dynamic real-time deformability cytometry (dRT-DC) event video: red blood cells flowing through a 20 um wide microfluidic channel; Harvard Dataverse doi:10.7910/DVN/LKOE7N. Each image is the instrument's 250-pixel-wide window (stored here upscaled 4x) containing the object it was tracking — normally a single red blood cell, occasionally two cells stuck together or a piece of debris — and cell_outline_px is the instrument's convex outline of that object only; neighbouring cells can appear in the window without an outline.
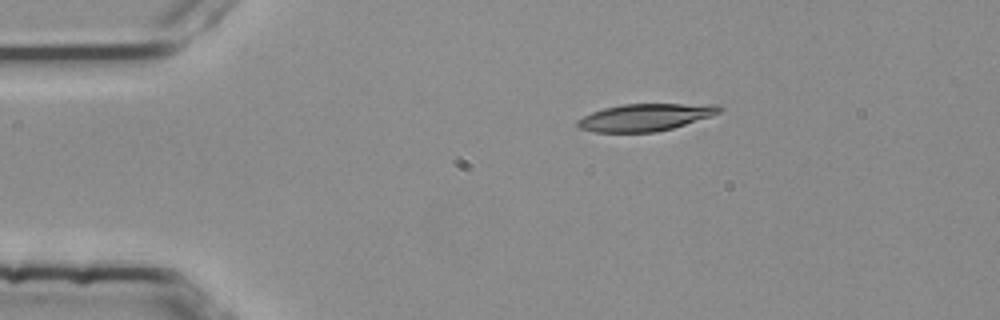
{"species": "common noctule bat (a hibernating species)", "species_latin": "Nyctalus noctula", "temperature_condition": "room temperature", "stored_images_in_passage": 2, "camera_frame_rate_fps": 3000, "um_per_image_px": 0.085, "animal": {"sex": "female", "body_mass_g": 25.1}, "frame": {"image": 1, "passage_image": 1, "time_ms": 0.0, "image_size_px": [1000, 320], "cell_outline_px": [[724, 108], [720, 112], [712, 116], [672, 128], [656, 132], [596, 132], [580, 128], [576, 124], [576, 120], [592, 112], [604, 108], [624, 104], [716, 104]], "centroid_in_image_um": [54.87, 9.96], "position_along_channel_um": 30.1, "area_um2": 22.43}}